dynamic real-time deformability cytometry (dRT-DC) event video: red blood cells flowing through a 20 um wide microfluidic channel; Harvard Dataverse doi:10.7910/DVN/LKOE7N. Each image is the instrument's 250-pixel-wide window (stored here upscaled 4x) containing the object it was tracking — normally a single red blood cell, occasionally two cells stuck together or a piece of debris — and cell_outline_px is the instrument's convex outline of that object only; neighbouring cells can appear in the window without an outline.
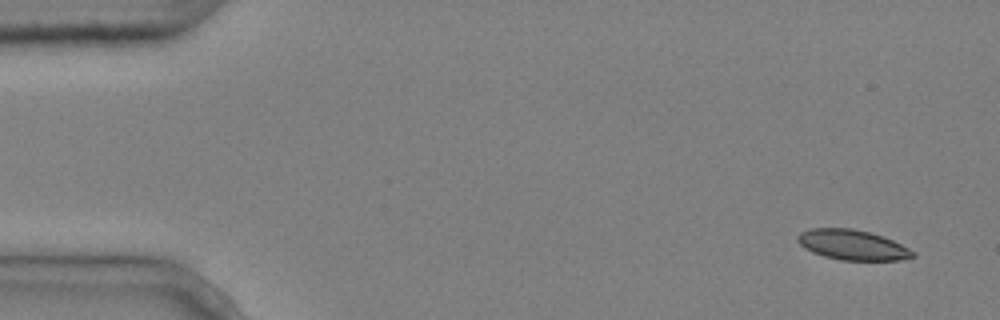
{"species": "common noctule bat (a hibernating species)", "species_latin": "Nyctalus noctula", "temperature_condition": "cold", "stored_images_in_passage": 4, "camera_frame_rate_fps": 3000, "um_per_image_px": 0.085, "animal": {"sex": "male", "body_mass_g": 20.4}, "frame": {"image": 1, "passage_image": 1, "time_ms": 0.0, "image_size_px": [1000, 320], "cell_outline_px": [[916, 256], [900, 260], [840, 260], [824, 256], [812, 252], [804, 248], [796, 240], [796, 236], [800, 232], [812, 228], [852, 228], [868, 232], [892, 240], [916, 252]], "centroid_in_image_um": [72.43, 20.82], "position_along_channel_um": 12.6, "area_um2": 20.17}}
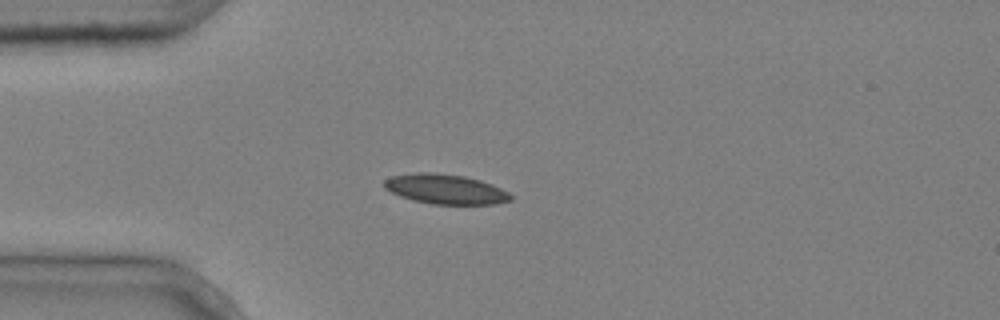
{"frame": {"image": 2, "passage_image": 4, "time_ms": 1.0, "image_size_px": [1000, 320], "cell_outline_px": [[512, 200], [496, 204], [432, 204], [412, 200], [400, 196], [384, 188], [384, 180], [392, 176], [416, 172], [432, 172], [464, 176], [480, 180], [492, 184], [508, 192], [512, 196]], "centroid_in_image_um": [37.86, 16.07], "position_along_channel_um": 47.1, "area_um2": 21.96}}